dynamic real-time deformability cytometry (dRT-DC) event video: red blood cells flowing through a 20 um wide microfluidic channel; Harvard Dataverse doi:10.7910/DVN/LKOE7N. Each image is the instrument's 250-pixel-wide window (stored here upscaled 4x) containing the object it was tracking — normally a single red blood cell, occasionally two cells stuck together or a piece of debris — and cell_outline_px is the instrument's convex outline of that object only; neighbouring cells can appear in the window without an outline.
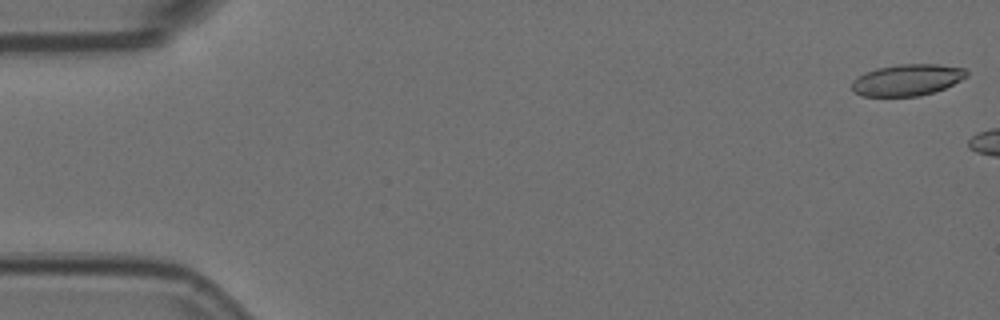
{"species": "Egyptian fruit bat (a non-hibernating species)", "species_latin": "Rousettus aegyptiacus", "temperature_condition": "room temperature", "stored_images_in_passage": 15, "camera_frame_rate_fps": 3000, "um_per_image_px": 0.085, "animal": {"sex": "female"}, "frame": {"image": 1, "passage_image": 1, "time_ms": 0.0, "image_size_px": [1000, 320], "cell_outline_px": [[968, 76], [944, 88], [920, 96], [864, 96], [856, 92], [852, 88], [852, 80], [856, 76], [864, 72], [876, 68], [900, 64], [936, 64], [964, 68], [968, 72]], "centroid_in_image_um": [77.09, 6.78], "position_along_channel_um": 7.9, "area_um2": 20.98}}
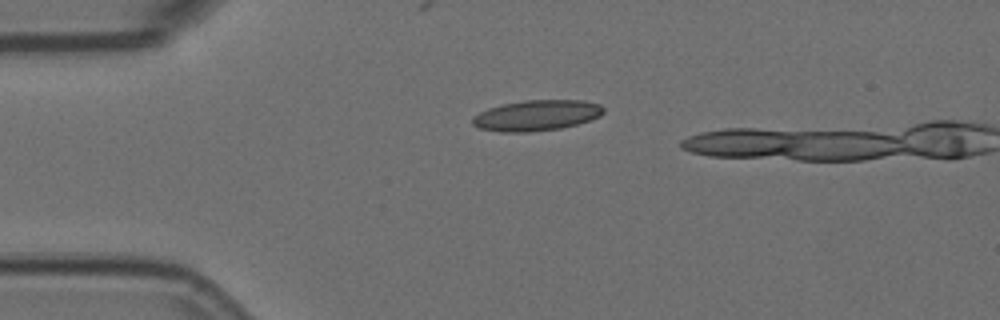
{"frame": {"image": 2, "passage_image": 13, "time_ms": 4.0, "image_size_px": [1000, 320], "cell_outline_px": [[604, 112], [600, 116], [576, 124], [560, 128], [528, 132], [500, 132], [476, 128], [472, 124], [472, 120], [480, 112], [488, 108], [504, 104], [524, 100], [580, 100], [600, 104], [604, 108]], "centroid_in_image_um": [45.59, 9.81], "position_along_channel_um": 39.4, "area_um2": 23.29}}